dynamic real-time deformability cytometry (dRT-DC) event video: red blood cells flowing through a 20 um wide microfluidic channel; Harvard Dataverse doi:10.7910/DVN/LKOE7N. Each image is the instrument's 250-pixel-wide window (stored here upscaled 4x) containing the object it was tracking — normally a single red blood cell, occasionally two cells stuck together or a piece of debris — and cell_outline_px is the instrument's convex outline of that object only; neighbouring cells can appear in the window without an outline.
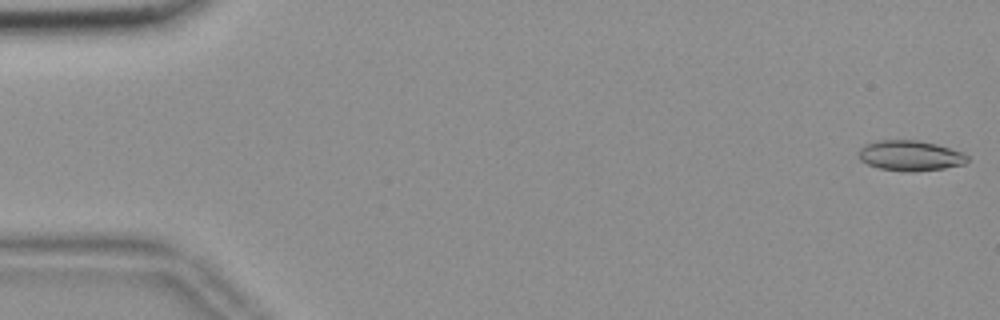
{"species": "common noctule bat (a hibernating species)", "species_latin": "Nyctalus noctula", "temperature_condition": "room temperature", "stored_images_in_passage": 55, "camera_frame_rate_fps": 3000, "um_per_image_px": 0.085, "animal": {"sex": "female", "body_mass_g": 18.4}, "frame": {"image": 1, "passage_image": 1, "time_ms": 0.0, "image_size_px": [1000, 320], "cell_outline_px": [[968, 160], [964, 164], [944, 168], [912, 172], [904, 172], [880, 168], [868, 164], [860, 160], [860, 148], [864, 144], [880, 140], [916, 140], [936, 144], [960, 152], [968, 156]], "centroid_in_image_um": [77.35, 13.23], "position_along_channel_um": 7.6, "area_um2": 19.02}}
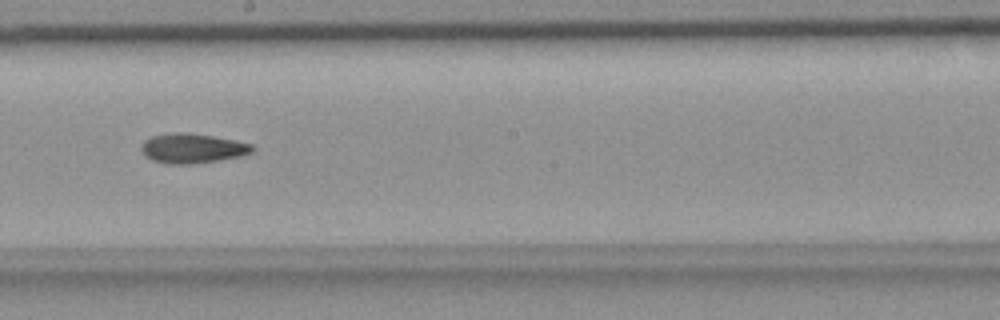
{"frame": {"image": 2, "passage_image": 31, "time_ms": 10.0, "image_size_px": [1000, 320], "cell_outline_px": [[256, 148], [252, 152], [240, 156], [192, 164], [168, 164], [152, 160], [144, 156], [140, 148], [144, 140], [152, 136], [172, 132], [184, 132], [212, 136], [236, 140], [252, 144]], "centroid_in_image_um": [16.33, 12.6], "position_along_channel_um": 231.9, "area_um2": 19.25}}
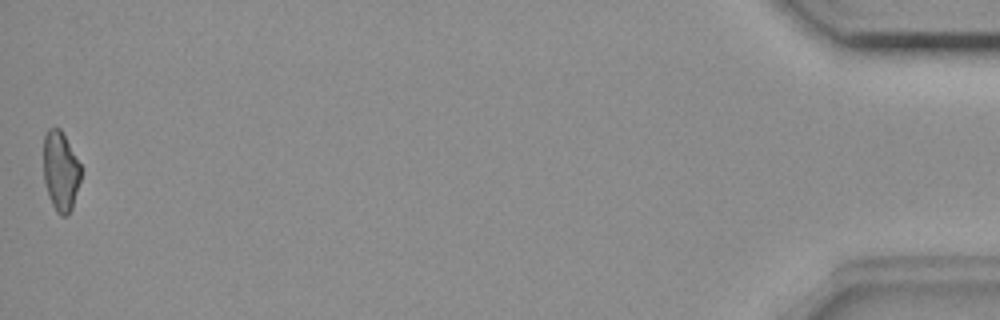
{"frame": {"image": 3, "passage_image": 55, "time_ms": 18.0, "image_size_px": [1000, 320], "cell_outline_px": [[80, 180], [72, 208], [68, 216], [60, 216], [56, 212], [52, 204], [44, 180], [44, 136], [48, 128], [60, 128], [80, 164]], "centroid_in_image_um": [5.15, 14.56], "position_along_channel_um": 430.1, "area_um2": 17.11}, "authors_computed_cell_mechanics": {"area_um2": 18.496, "velocity_mm_per_s": 3.6857, "shape_relaxation_time_tau1_ms": null, "shape_relaxation_time_tau2_ms": 7.291, "deformation_change_tau1": null, "deformation_change_tau2": 0.162}}